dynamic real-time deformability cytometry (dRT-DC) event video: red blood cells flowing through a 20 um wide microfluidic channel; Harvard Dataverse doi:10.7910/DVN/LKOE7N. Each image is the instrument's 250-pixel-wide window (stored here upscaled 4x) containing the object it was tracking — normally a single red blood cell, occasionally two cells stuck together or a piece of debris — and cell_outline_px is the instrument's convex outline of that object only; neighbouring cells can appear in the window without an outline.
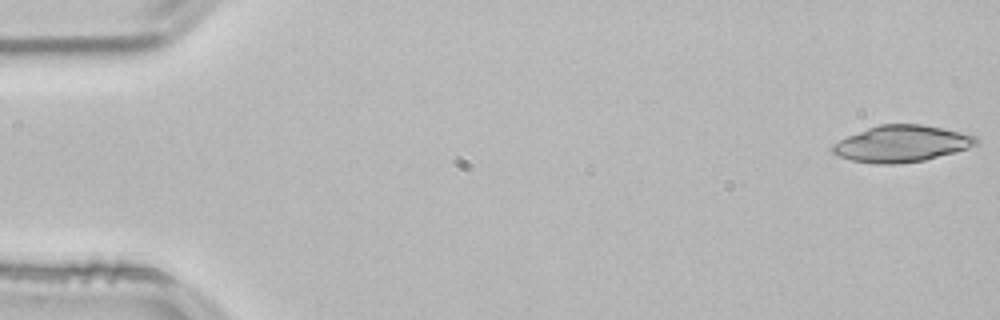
{"species": "common noctule bat (a hibernating species)", "species_latin": "Nyctalus noctula", "temperature_condition": "room temperature", "stored_images_in_passage": 11, "camera_frame_rate_fps": 3000, "um_per_image_px": 0.085, "animal": {"sex": "male", "body_mass_g": 21.5, "forearm_length_mm": 52.0}, "frame": {"image": 1, "passage_image": 1, "time_ms": 0.0, "image_size_px": [1000, 320], "cell_outline_px": [[976, 144], [968, 148], [924, 160], [896, 164], [876, 164], [852, 160], [840, 156], [832, 152], [832, 144], [848, 136], [868, 128], [880, 124], [920, 124], [960, 132], [976, 136]], "centroid_in_image_um": [76.61, 12.22], "position_along_channel_um": 8.4, "area_um2": 30.06}}